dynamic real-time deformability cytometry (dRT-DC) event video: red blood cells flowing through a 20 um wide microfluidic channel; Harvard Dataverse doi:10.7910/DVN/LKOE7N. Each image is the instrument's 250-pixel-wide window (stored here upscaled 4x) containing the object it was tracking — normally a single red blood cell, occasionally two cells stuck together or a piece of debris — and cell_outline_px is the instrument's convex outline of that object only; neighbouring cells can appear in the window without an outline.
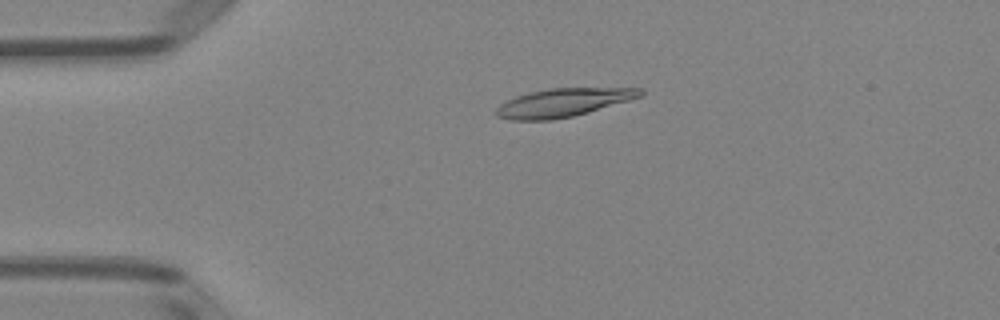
{"species": "Egyptian fruit bat (a non-hibernating species)", "species_latin": "Rousettus aegyptiacus", "temperature_condition": "room temperature", "stored_images_in_passage": 47, "camera_frame_rate_fps": 3000, "um_per_image_px": 0.085, "animal": {"sex": "female"}, "frame": {"image": 1, "passage_image": 8, "time_ms": 2.333, "image_size_px": [1000, 320], "cell_outline_px": [[644, 96], [588, 112], [572, 116], [552, 120], [512, 120], [496, 116], [496, 108], [500, 104], [516, 96], [548, 88], [640, 88], [644, 92]], "centroid_in_image_um": [47.88, 8.72], "position_along_channel_um": 37.1, "area_um2": 23.64}}
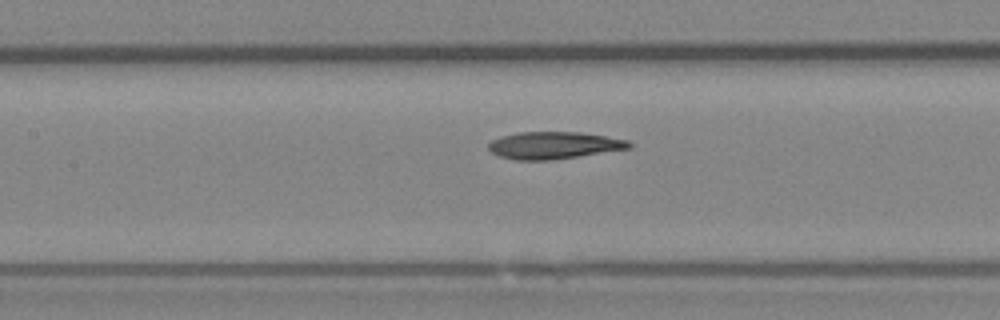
{"frame": {"image": 2, "passage_image": 20, "time_ms": 6.333, "image_size_px": [1000, 320], "cell_outline_px": [[632, 148], [552, 160], [516, 160], [500, 156], [492, 152], [488, 148], [488, 144], [492, 140], [504, 136], [520, 132], [580, 132], [628, 140], [632, 144]], "centroid_in_image_um": [47.1, 12.35], "position_along_channel_um": 160.3, "area_um2": 22.08}}
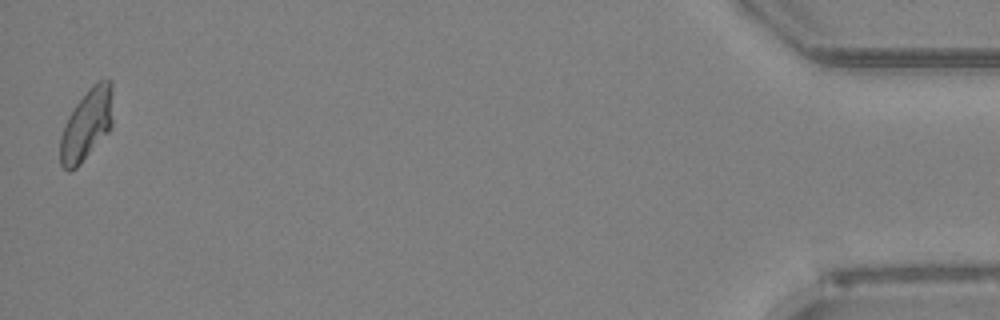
{"frame": {"image": 3, "passage_image": 47, "time_ms": 15.333, "image_size_px": [1000, 320], "cell_outline_px": [[112, 128], [80, 164], [76, 168], [68, 172], [60, 164], [60, 136], [64, 124], [68, 116], [76, 104], [88, 88], [92, 84], [108, 76], [112, 80]], "centroid_in_image_um": [7.38, 10.56], "position_along_channel_um": 427.8, "area_um2": 22.2}, "authors_computed_cell_mechanics": {"area_um2": 22.4264, "velocity_mm_per_s": 3.9815, "shape_relaxation_time_tau1_ms": null, "shape_relaxation_time_tau2_ms": 2.3155, "deformation_change_tau1": null, "deformation_change_tau2": 0.0866}}